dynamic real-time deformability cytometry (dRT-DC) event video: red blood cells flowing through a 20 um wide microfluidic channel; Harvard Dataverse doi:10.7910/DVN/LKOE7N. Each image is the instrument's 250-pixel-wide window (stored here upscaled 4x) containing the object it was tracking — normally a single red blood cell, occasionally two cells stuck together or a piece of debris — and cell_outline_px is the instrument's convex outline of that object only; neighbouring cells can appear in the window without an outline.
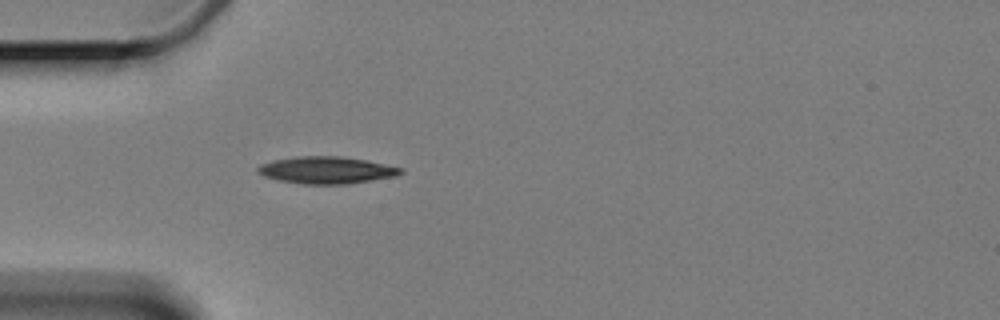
{"species": "Egyptian fruit bat (a non-hibernating species)", "species_latin": "Rousettus aegyptiacus", "temperature_condition": "cold", "stored_images_in_passage": 2, "camera_frame_rate_fps": 3000, "um_per_image_px": 0.085, "animal": {"sex": "female"}, "frame": {"image": 1, "passage_image": 2, "time_ms": 1.333, "image_size_px": [1000, 320], "cell_outline_px": [[404, 172], [396, 176], [344, 184], [304, 184], [280, 180], [264, 176], [256, 168], [260, 164], [276, 160], [296, 156], [340, 156], [364, 160], [404, 168]], "centroid_in_image_um": [27.77, 14.45], "position_along_channel_um": 57.2, "area_um2": 22.2}}